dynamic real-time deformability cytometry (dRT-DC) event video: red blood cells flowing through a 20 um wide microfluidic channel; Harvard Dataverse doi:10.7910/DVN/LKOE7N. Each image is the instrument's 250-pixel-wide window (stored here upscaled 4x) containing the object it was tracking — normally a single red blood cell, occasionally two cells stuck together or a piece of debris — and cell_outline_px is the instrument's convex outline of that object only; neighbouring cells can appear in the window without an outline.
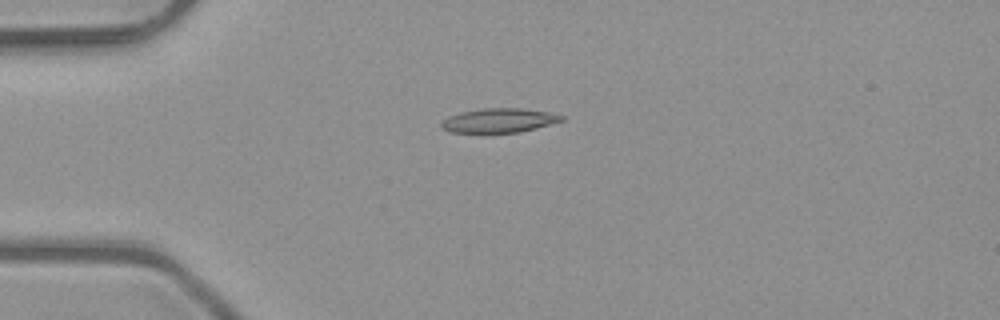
{"species": "common noctule bat (a hibernating species)", "species_latin": "Nyctalus noctula", "temperature_condition": "room temperature", "stored_images_in_passage": 3, "camera_frame_rate_fps": 3000, "um_per_image_px": 0.085, "animal": {"sex": "male", "body_mass_g": 23.1, "forearm_length_mm": 52.7}, "frame": {"image": 1, "passage_image": 3, "time_ms": 0.667, "image_size_px": [1000, 320], "cell_outline_px": [[564, 120], [536, 128], [520, 132], [488, 136], [448, 132], [440, 128], [440, 124], [448, 116], [460, 112], [484, 108], [524, 108], [548, 112], [564, 116]], "centroid_in_image_um": [42.33, 10.29], "position_along_channel_um": 42.7, "area_um2": 17.98}}